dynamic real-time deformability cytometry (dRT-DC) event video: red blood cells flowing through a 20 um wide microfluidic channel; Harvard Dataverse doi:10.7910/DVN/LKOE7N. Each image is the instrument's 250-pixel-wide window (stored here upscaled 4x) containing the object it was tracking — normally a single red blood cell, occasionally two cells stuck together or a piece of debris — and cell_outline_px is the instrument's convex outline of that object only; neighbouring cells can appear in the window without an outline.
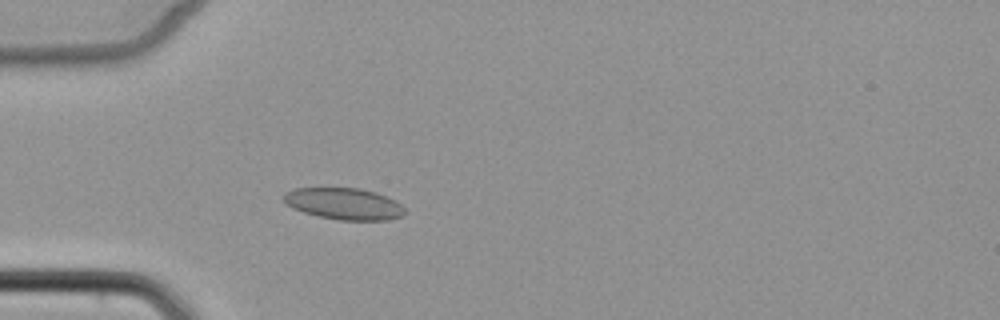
{"species": "common noctule bat (a hibernating species)", "species_latin": "Nyctalus noctula", "temperature_condition": "cold", "stored_images_in_passage": 4, "camera_frame_rate_fps": 3000, "um_per_image_px": 0.085, "animal": {"sex": "female", "body_mass_g": 22.7, "forearm_length_mm": 54.2}, "frame": {"image": 1, "passage_image": 4, "time_ms": 3.667, "image_size_px": [1000, 320], "cell_outline_px": [[404, 212], [400, 216], [388, 220], [340, 220], [320, 216], [304, 212], [292, 208], [284, 204], [280, 196], [284, 192], [296, 188], [360, 188], [376, 192], [400, 204], [404, 208]], "centroid_in_image_um": [29.15, 17.31], "position_along_channel_um": 55.8, "area_um2": 22.25}}